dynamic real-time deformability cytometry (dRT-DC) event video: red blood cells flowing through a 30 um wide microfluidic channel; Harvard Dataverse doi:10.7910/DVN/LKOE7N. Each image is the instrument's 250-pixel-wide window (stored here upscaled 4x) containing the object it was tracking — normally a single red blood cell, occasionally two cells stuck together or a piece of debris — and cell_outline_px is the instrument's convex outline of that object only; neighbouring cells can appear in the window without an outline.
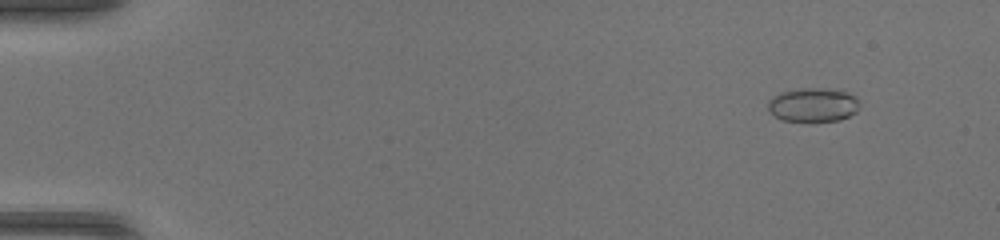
{"species": "common noctule bat (a hibernating species)", "species_latin": "Nyctalus noctula", "temperature_condition": "warm", "stored_images_in_passage": 51, "camera_frame_rate_fps": 3000, "um_per_image_px": 0.085, "animal": {"sex": "female", "body_mass_g": 17.0, "forearm_length_mm": 48.0}, "frame": {"image": 1, "passage_image": 6, "time_ms": 1.667, "image_size_px": [1000, 240], "cell_outline_px": [[860, 108], [856, 112], [840, 120], [784, 120], [776, 116], [768, 108], [768, 100], [772, 96], [780, 92], [800, 88], [836, 88], [848, 92], [856, 96], [860, 100]], "centroid_in_image_um": [69.18, 8.87], "position_along_channel_um": 15.8, "area_um2": 18.21}}
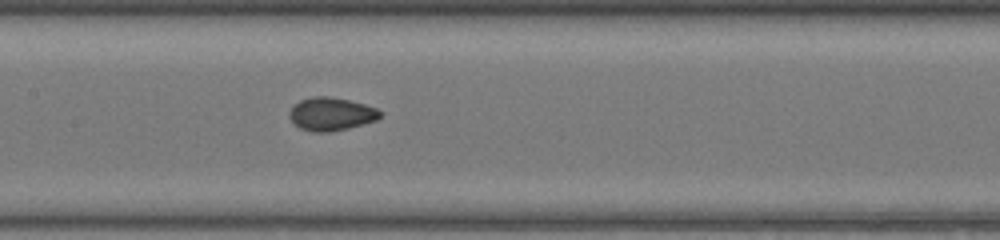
{"frame": {"image": 2, "passage_image": 27, "time_ms": 8.667, "image_size_px": [1000, 240], "cell_outline_px": [[380, 116], [376, 120], [348, 128], [328, 132], [312, 132], [300, 128], [288, 116], [288, 112], [300, 100], [312, 96], [332, 96], [364, 104], [376, 108], [380, 112]], "centroid_in_image_um": [28.12, 9.68], "position_along_channel_um": 179.3, "area_um2": 17.34}}
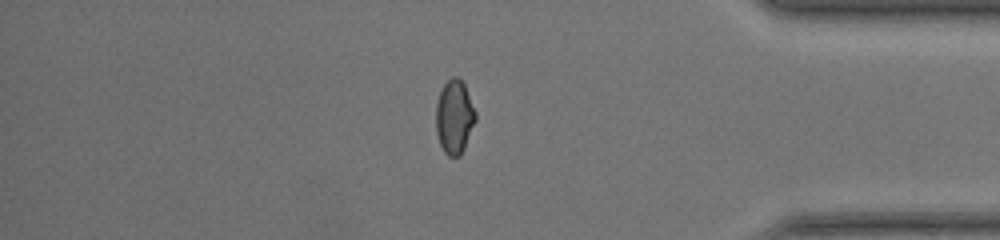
{"frame": {"image": 3, "passage_image": 44, "time_ms": 14.333, "image_size_px": [1000, 240], "cell_outline_px": [[476, 120], [464, 148], [460, 156], [448, 156], [444, 152], [440, 144], [436, 132], [436, 104], [440, 92], [444, 84], [452, 76], [456, 76], [464, 84], [476, 112]], "centroid_in_image_um": [38.62, 9.94], "position_along_channel_um": 396.6, "area_um2": 16.94}, "authors_computed_cell_mechanics": {"area_um2": 17.1666, "velocity_mm_per_s": 4.2785, "shape_relaxation_time_tau1_ms": 7.354, "shape_relaxation_time_tau2_ms": null, "deformation_change_tau1": 0.1778, "deformation_change_tau2": null}}